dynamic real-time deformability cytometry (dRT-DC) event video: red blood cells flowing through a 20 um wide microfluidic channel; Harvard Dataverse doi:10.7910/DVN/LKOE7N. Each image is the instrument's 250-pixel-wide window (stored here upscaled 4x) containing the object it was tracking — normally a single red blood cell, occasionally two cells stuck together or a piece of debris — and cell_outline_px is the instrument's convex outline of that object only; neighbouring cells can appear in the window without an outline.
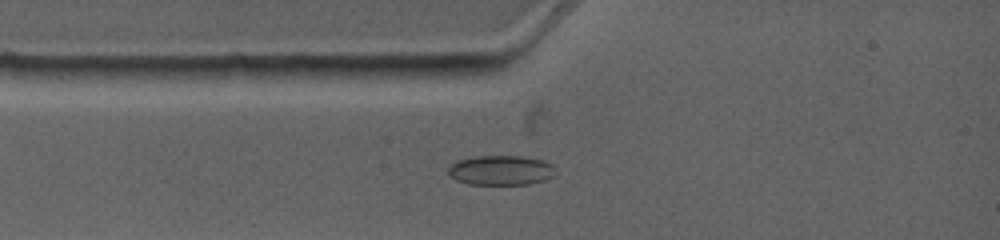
{"species": "common noctule bat (a hibernating species)", "species_latin": "Nyctalus noctula", "temperature_condition": "warm", "stored_images_in_passage": 7, "camera_frame_rate_fps": 4500, "um_per_image_px": 0.085, "animal": {"sex": "female", "body_mass_g": 19.0, "forearm_length_mm": 53.3}, "frame": {"image": 1, "passage_image": 3, "time_ms": 1.778, "image_size_px": [1000, 240], "cell_outline_px": [[556, 168], [552, 176], [544, 180], [528, 184], [468, 184], [456, 180], [448, 172], [448, 168], [456, 160], [472, 156], [520, 156], [544, 160], [552, 164]], "centroid_in_image_um": [42.57, 14.46], "position_along_channel_um": 42.4, "area_um2": 18.61}}
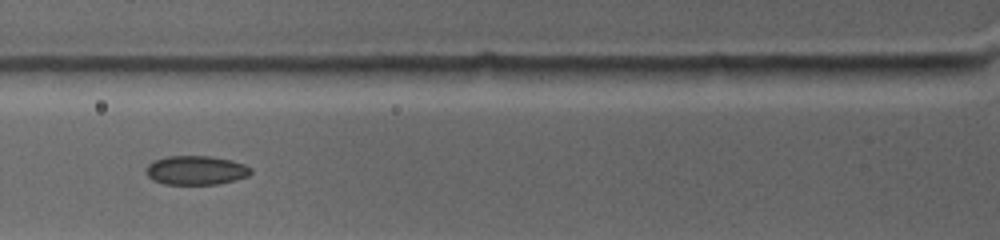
{"frame": {"image": 2, "passage_image": 5, "time_ms": 3.556, "image_size_px": [1000, 240], "cell_outline_px": [[252, 172], [248, 176], [236, 180], [216, 184], [164, 184], [152, 180], [148, 176], [144, 168], [152, 160], [168, 156], [212, 156], [232, 160], [244, 164], [252, 168]], "centroid_in_image_um": [16.65, 14.47], "position_along_channel_um": 109.2, "area_um2": 17.98}}
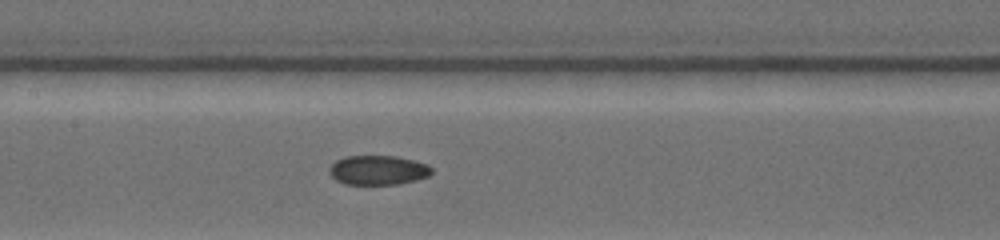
{"frame": {"image": 3, "passage_image": 7, "time_ms": 5.333, "image_size_px": [1000, 240], "cell_outline_px": [[432, 172], [428, 176], [416, 180], [396, 184], [344, 184], [336, 180], [328, 172], [328, 168], [336, 160], [344, 156], [396, 156], [428, 164], [432, 168]], "centroid_in_image_um": [32.11, 14.46], "position_along_channel_um": 175.3, "area_um2": 17.57}}